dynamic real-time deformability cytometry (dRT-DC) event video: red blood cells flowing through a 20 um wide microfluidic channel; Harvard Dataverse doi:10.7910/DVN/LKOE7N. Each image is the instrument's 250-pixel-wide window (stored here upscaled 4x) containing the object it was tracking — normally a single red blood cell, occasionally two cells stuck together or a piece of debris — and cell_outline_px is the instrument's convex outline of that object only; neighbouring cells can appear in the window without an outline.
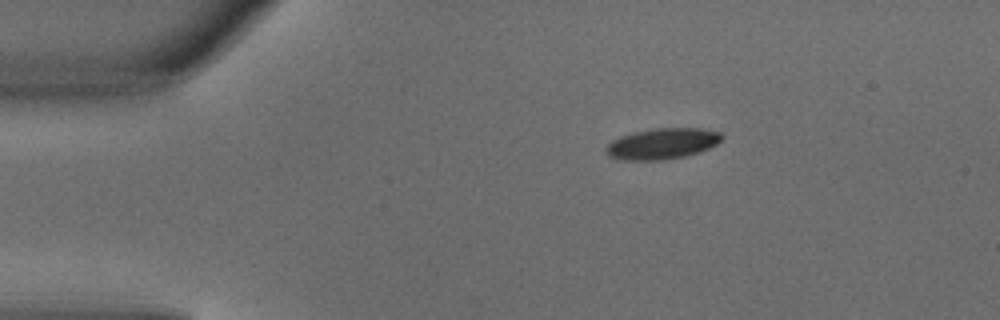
{"species": "common noctule bat (a hibernating species)", "species_latin": "Nyctalus noctula", "temperature_condition": "warm", "stored_images_in_passage": 3, "segment_of_instrument_passage": [1, 2], "camera_frame_rate_fps": 3000, "um_per_image_px": 0.085, "animal": {"sex": "male", "body_mass_g": 18.8}, "frame": {"image": 1, "passage_image": 1, "time_ms": 0.0, "image_size_px": [1000, 320], "cell_outline_px": [[724, 136], [716, 144], [708, 148], [684, 156], [660, 160], [620, 160], [608, 156], [604, 152], [604, 148], [612, 140], [620, 136], [636, 132], [660, 128], [696, 128], [720, 132]], "centroid_in_image_um": [56.23, 12.22], "position_along_channel_um": 28.8, "area_um2": 20.63}}